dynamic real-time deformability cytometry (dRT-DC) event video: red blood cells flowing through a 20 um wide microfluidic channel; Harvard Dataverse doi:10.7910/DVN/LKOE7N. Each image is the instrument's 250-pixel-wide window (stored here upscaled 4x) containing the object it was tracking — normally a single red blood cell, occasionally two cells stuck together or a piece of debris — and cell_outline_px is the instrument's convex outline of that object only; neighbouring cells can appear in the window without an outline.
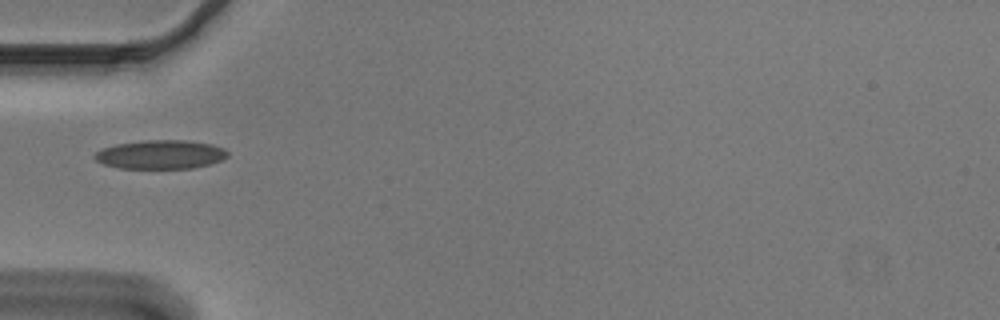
{"species": "Egyptian fruit bat (a non-hibernating species)", "species_latin": "Rousettus aegyptiacus", "temperature_condition": "cold", "stored_images_in_passage": 38, "camera_frame_rate_fps": 3000, "um_per_image_px": 0.085, "animal": {"sex": "male"}, "frame": {"image": 1, "passage_image": 1, "time_ms": 0.0, "image_size_px": [1000, 320], "cell_outline_px": [[228, 156], [220, 160], [208, 164], [192, 168], [120, 168], [104, 164], [96, 160], [92, 156], [100, 148], [116, 144], [144, 140], [184, 140], [212, 144], [224, 148], [228, 152]], "centroid_in_image_um": [13.62, 13.12], "position_along_channel_um": 71.4, "area_um2": 22.31}}
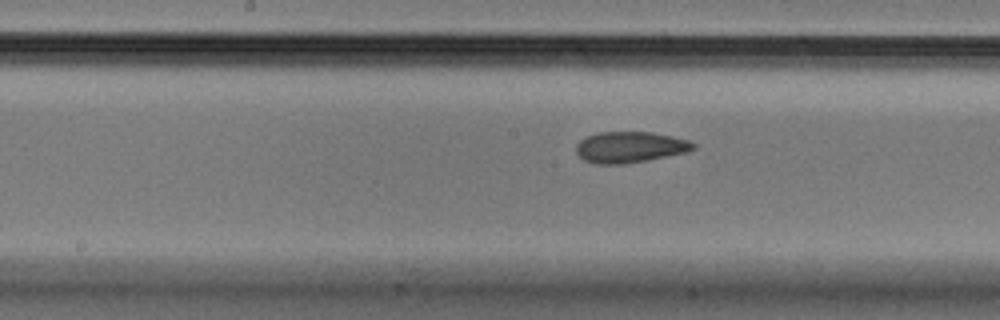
{"frame": {"image": 2, "passage_image": 11, "time_ms": 3.333, "image_size_px": [1000, 320], "cell_outline_px": [[696, 148], [688, 152], [644, 160], [620, 164], [596, 164], [584, 160], [576, 152], [576, 144], [580, 140], [588, 136], [600, 132], [652, 132], [672, 136], [688, 140], [696, 144]], "centroid_in_image_um": [53.55, 12.5], "position_along_channel_um": 194.6, "area_um2": 21.04}}
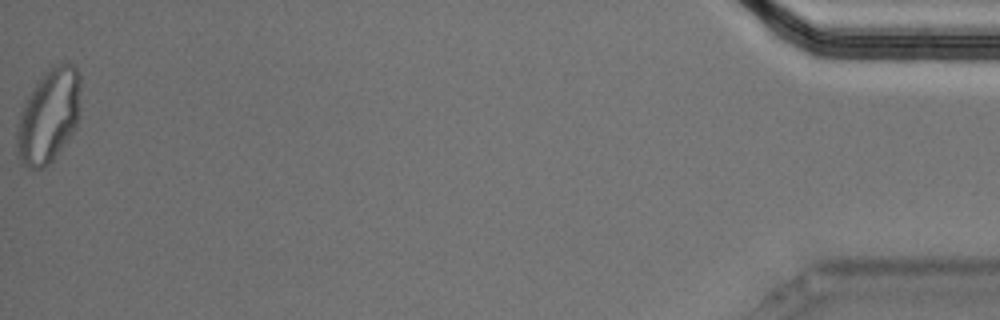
{"frame": {"image": 3, "passage_image": 38, "time_ms": 12.333, "image_size_px": [1000, 320], "cell_outline_px": [[80, 112], [76, 128], [52, 160], [44, 168], [28, 168], [20, 160], [16, 148], [16, 124], [20, 112], [32, 88], [44, 72], [48, 68], [56, 64], [68, 60], [80, 72]], "centroid_in_image_um": [4.15, 9.81], "position_along_channel_um": 431.1, "area_um2": 35.32}, "authors_computed_cell_mechanics": {"area_um2": 21.6461, "velocity_mm_per_s": 3.6646, "shape_relaxation_time_tau1_ms": 9.6577, "shape_relaxation_time_tau2_ms": 2.3509, "deformation_change_tau1": 0.1999, "deformation_change_tau2": 0.0578}}